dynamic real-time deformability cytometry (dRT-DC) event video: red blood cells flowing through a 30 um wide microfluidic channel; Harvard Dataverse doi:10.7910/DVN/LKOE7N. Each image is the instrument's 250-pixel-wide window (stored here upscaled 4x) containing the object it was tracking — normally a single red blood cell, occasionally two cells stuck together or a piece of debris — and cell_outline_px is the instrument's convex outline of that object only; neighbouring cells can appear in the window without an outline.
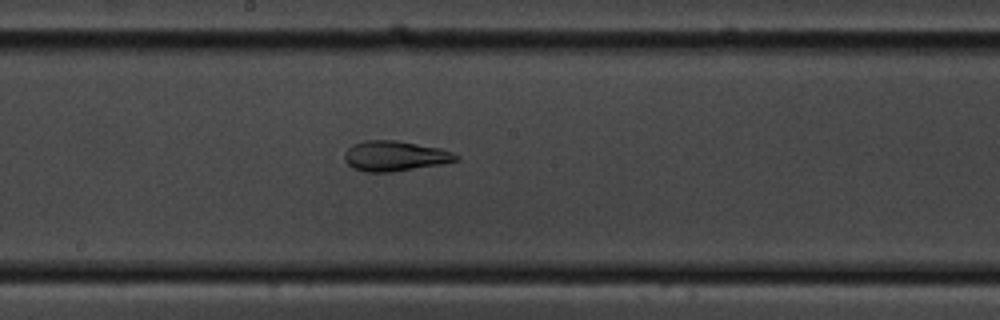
{"species": "common noctule bat (a hibernating species)", "species_latin": "Nyctalus noctula", "temperature_condition": "cold", "stored_images_in_passage": 59, "camera_frame_rate_fps": 3000, "um_per_image_px": 0.085, "animal": {"sex": "male", "body_mass_g": 19.5, "forearm_length_mm": 54.6}, "frame": {"image": 1, "passage_image": 32, "time_ms": 10.333, "image_size_px": [1000, 320], "cell_outline_px": [[460, 160], [440, 164], [392, 172], [364, 172], [352, 168], [344, 160], [344, 152], [352, 144], [364, 140], [396, 140], [440, 148], [452, 152], [460, 156]], "centroid_in_image_um": [33.54, 13.26], "position_along_channel_um": 214.7, "area_um2": 19.77}}
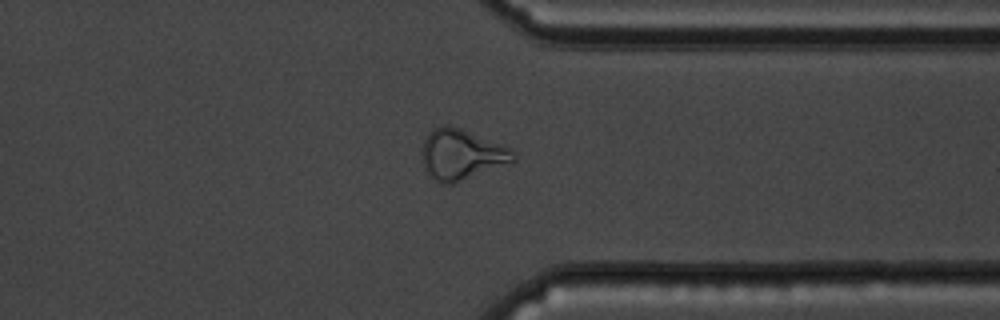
{"frame": {"image": 2, "passage_image": 46, "time_ms": 15.0, "image_size_px": [1000, 320], "cell_outline_px": [[516, 160], [452, 184], [444, 184], [436, 180], [424, 168], [420, 152], [420, 148], [428, 132], [432, 128], [444, 124], [448, 124], [460, 128], [504, 144], [512, 148], [516, 152]], "centroid_in_image_um": [39.21, 13.09], "position_along_channel_um": 372.2, "area_um2": 27.11}}
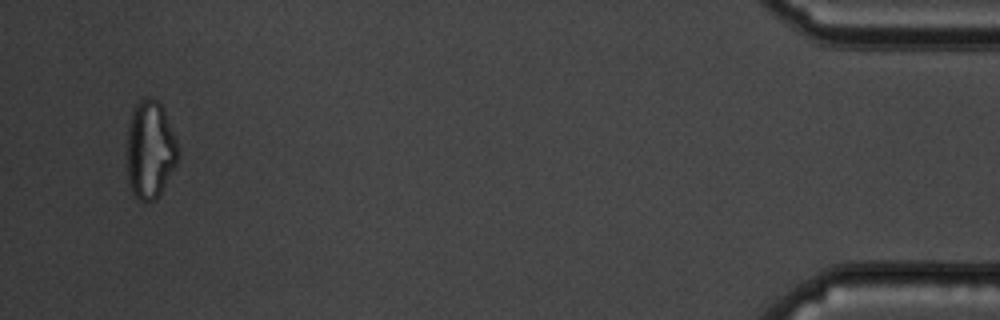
{"frame": {"image": 3, "passage_image": 57, "time_ms": 18.667, "image_size_px": [1000, 320], "cell_outline_px": [[180, 156], [176, 164], [156, 200], [140, 200], [132, 192], [128, 180], [128, 124], [132, 112], [136, 104], [144, 96], [152, 96], [160, 104], [164, 112], [176, 140]], "centroid_in_image_um": [12.76, 12.7], "position_along_channel_um": 422.4, "area_um2": 28.78}, "authors_computed_cell_mechanics": {"area_um2": 24.565, "velocity_mm_per_s": 3.4076, "shape_relaxation_time_tau1_ms": null, "shape_relaxation_time_tau2_ms": 3.4609, "deformation_change_tau1": null, "deformation_change_tau2": 0.0984}}